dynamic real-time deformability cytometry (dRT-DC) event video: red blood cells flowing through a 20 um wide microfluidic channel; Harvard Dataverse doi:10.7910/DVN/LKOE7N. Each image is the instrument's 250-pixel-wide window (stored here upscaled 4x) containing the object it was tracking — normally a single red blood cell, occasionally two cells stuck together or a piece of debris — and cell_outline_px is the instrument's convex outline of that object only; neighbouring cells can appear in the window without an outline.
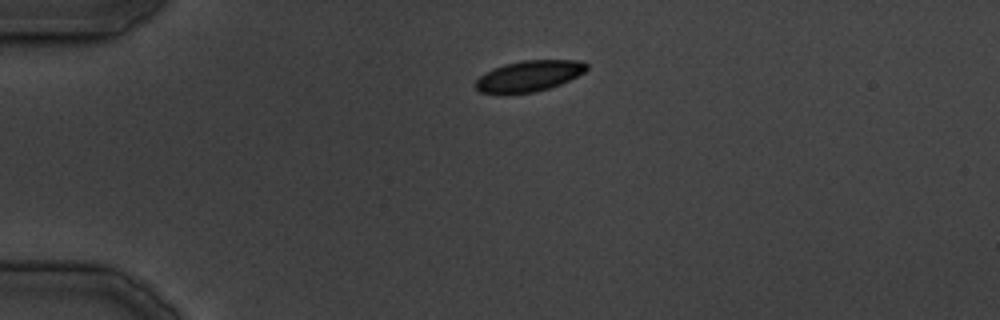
{"species": "common noctule bat (a hibernating species)", "species_latin": "Nyctalus noctula", "temperature_condition": "cold", "stored_images_in_passage": 31, "segment_of_instrument_passage": [1, 2], "camera_frame_rate_fps": 3000, "um_per_image_px": 0.085, "animal": {"sex": "male", "body_mass_g": 19.5, "forearm_length_mm": 54.6}, "frame": {"image": 1, "passage_image": 1, "time_ms": 0.0, "image_size_px": [1000, 320], "cell_outline_px": [[588, 68], [584, 72], [560, 84], [536, 92], [500, 96], [480, 92], [476, 88], [476, 80], [484, 72], [504, 64], [520, 60], [580, 60], [588, 64]], "centroid_in_image_um": [44.91, 6.48], "position_along_channel_um": 40.1, "area_um2": 20.46}}
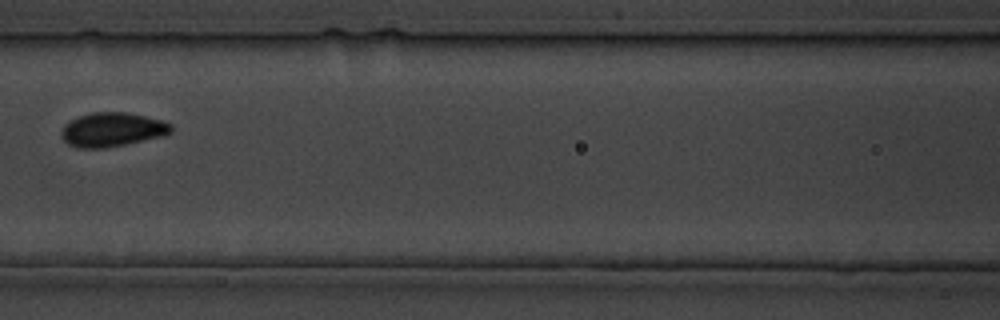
{"frame": {"image": 2, "passage_image": 10, "time_ms": 10.667, "image_size_px": [1000, 320], "cell_outline_px": [[172, 132], [160, 136], [124, 144], [104, 148], [76, 148], [68, 144], [60, 136], [60, 132], [64, 124], [80, 116], [92, 112], [124, 112], [144, 116], [160, 120], [172, 124]], "centroid_in_image_um": [9.49, 11.02], "position_along_channel_um": 157.1, "area_um2": 21.56}}
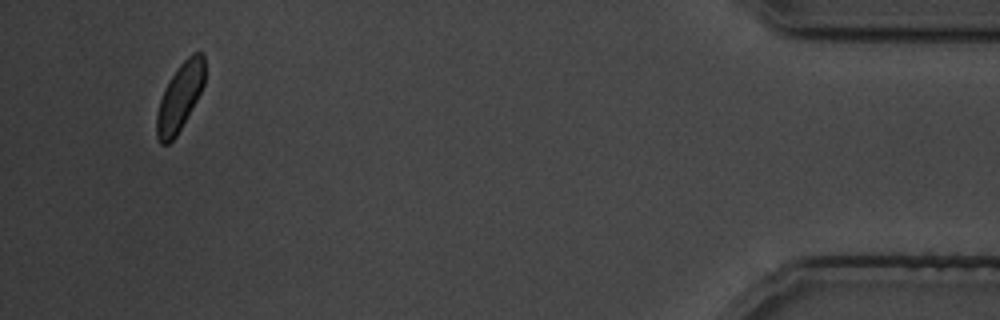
{"frame": {"image": 3, "passage_image": 29, "time_ms": 33.333, "image_size_px": [1000, 320], "cell_outline_px": [[204, 84], [196, 100], [176, 136], [168, 144], [160, 144], [156, 136], [156, 112], [160, 100], [168, 80], [180, 64], [192, 52], [204, 52]], "centroid_in_image_um": [15.27, 8.24], "position_along_channel_um": 419.9, "area_um2": 18.79}}